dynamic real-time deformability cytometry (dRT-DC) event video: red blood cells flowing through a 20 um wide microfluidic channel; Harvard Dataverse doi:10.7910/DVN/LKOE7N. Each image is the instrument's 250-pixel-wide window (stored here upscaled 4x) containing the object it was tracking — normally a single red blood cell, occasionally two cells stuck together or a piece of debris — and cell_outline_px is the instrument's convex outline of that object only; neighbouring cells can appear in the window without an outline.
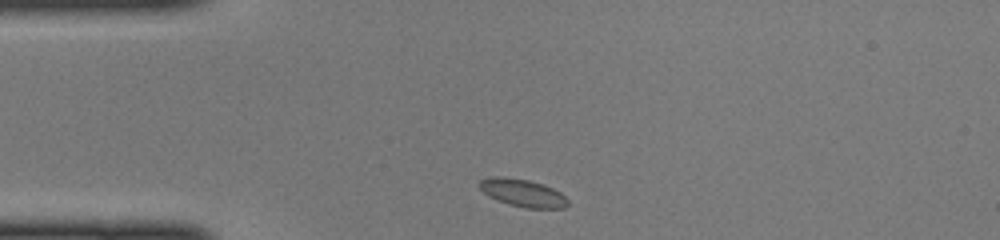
{"species": "common noctule bat (a hibernating species)", "species_latin": "Nyctalus noctula", "temperature_condition": "cold", "stored_images_in_passage": 37, "camera_frame_rate_fps": 3000, "um_per_image_px": 0.085, "animal": {"sex": "female", "body_mass_g": 22.0, "forearm_length_mm": 56.7}, "frame": {"image": 1, "passage_image": 1, "time_ms": 0.0, "image_size_px": [1000, 240], "cell_outline_px": [[568, 204], [564, 208], [524, 208], [508, 204], [496, 200], [488, 196], [476, 184], [480, 180], [492, 176], [504, 176], [528, 180], [544, 184], [560, 192], [568, 200]], "centroid_in_image_um": [44.39, 16.39], "position_along_channel_um": 40.6, "area_um2": 14.39}}
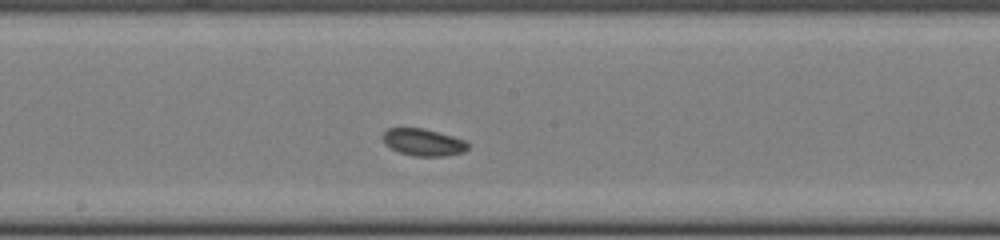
{"frame": {"image": 2, "passage_image": 15, "time_ms": 4.667, "image_size_px": [1000, 240], "cell_outline_px": [[468, 148], [464, 152], [444, 156], [416, 156], [400, 152], [384, 144], [380, 136], [388, 128], [424, 128], [452, 136], [464, 140], [468, 144]], "centroid_in_image_um": [35.95, 12.08], "position_along_channel_um": 212.3, "area_um2": 13.41}}
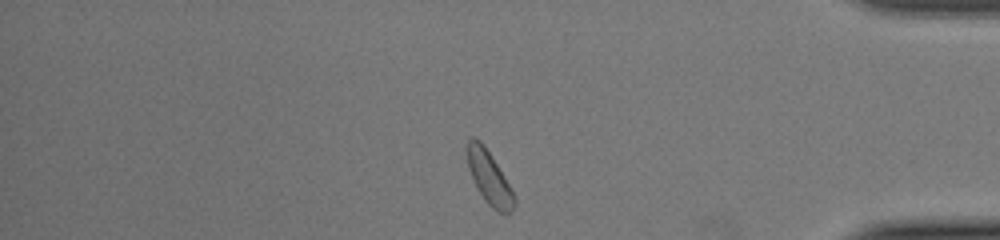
{"frame": {"image": 3, "passage_image": 30, "time_ms": 9.667, "image_size_px": [1000, 240], "cell_outline_px": [[516, 204], [512, 212], [500, 212], [492, 208], [484, 200], [476, 188], [468, 168], [468, 136], [472, 136], [480, 140], [484, 144], [508, 184], [516, 200]], "centroid_in_image_um": [41.56, 15.11], "position_along_channel_um": 393.6, "area_um2": 14.28}}